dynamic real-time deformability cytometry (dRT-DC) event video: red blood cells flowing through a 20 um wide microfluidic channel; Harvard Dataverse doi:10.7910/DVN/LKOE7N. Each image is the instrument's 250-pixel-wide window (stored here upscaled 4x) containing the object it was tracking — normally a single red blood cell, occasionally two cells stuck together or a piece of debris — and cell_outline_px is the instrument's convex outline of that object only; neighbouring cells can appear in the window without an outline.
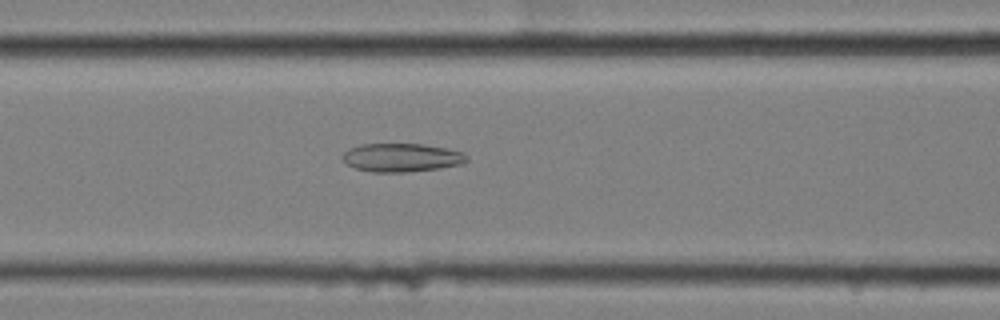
{"species": "common noctule bat (a hibernating species)", "species_latin": "Nyctalus noctula", "temperature_condition": "cold", "stored_images_in_passage": 58, "camera_frame_rate_fps": 3000, "um_per_image_px": 0.085, "animal": {"sex": "female", "body_mass_g": 25.1}, "frame": {"image": 1, "passage_image": 24, "time_ms": 7.667, "image_size_px": [1000, 320], "cell_outline_px": [[468, 160], [460, 164], [440, 168], [404, 172], [372, 172], [356, 168], [348, 164], [340, 156], [348, 148], [360, 144], [424, 144], [448, 148], [464, 152], [468, 156]], "centroid_in_image_um": [34.14, 13.38], "position_along_channel_um": 132.5, "area_um2": 20.69}}
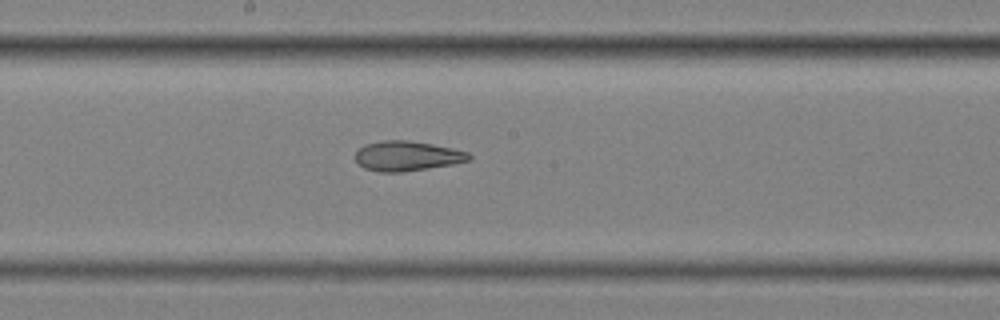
{"frame": {"image": 2, "passage_image": 31, "time_ms": 10.0, "image_size_px": [1000, 320], "cell_outline_px": [[472, 160], [452, 164], [428, 168], [400, 172], [380, 172], [364, 168], [356, 160], [356, 152], [364, 144], [380, 140], [408, 140], [432, 144], [452, 148], [468, 152], [472, 156]], "centroid_in_image_um": [34.61, 13.25], "position_along_channel_um": 213.6, "area_um2": 19.77}}
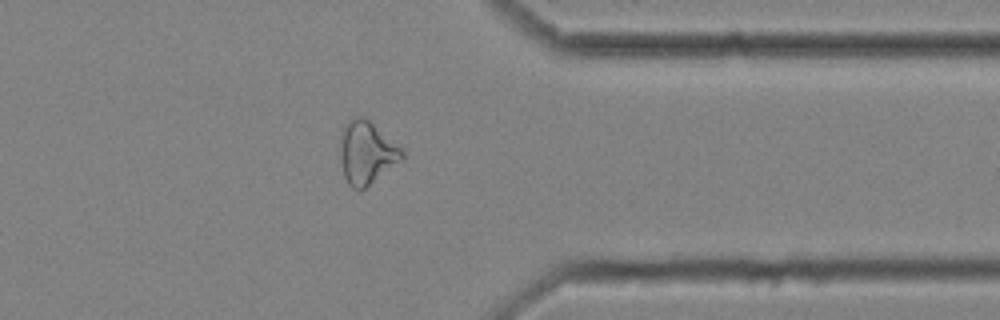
{"frame": {"image": 3, "passage_image": 46, "time_ms": 15.0, "image_size_px": [1000, 320], "cell_outline_px": [[404, 156], [400, 160], [364, 188], [352, 188], [348, 184], [344, 176], [340, 156], [340, 148], [344, 124], [348, 120], [356, 116], [364, 116], [400, 148], [404, 152]], "centroid_in_image_um": [31.12, 12.95], "position_along_channel_um": 380.3, "area_um2": 21.85}, "authors_computed_cell_mechanics": {"area_um2": 23.9003, "velocity_mm_per_s": 3.4789, "shape_relaxation_time_tau1_ms": null, "shape_relaxation_time_tau2_ms": 4.626, "deformation_change_tau1": null, "deformation_change_tau2": 0.1423}}